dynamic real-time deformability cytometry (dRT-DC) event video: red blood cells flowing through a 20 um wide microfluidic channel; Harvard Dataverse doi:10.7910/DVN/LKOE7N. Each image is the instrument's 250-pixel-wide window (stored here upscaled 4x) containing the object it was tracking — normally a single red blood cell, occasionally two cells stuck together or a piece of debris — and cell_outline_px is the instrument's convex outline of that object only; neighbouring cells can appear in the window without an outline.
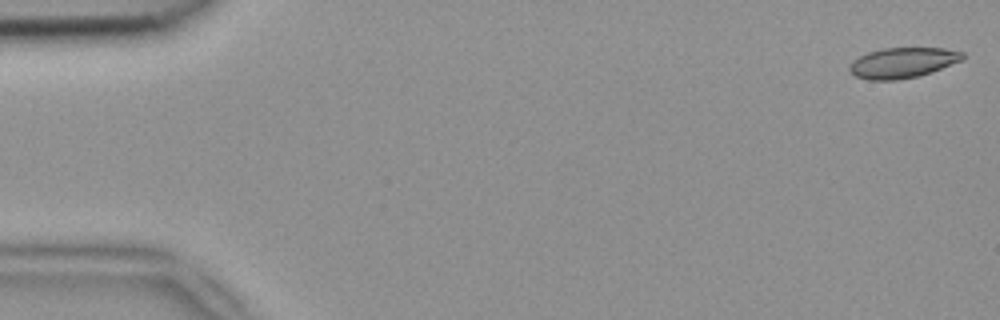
{"species": "common noctule bat (a hibernating species)", "species_latin": "Nyctalus noctula", "temperature_condition": "room temperature", "stored_images_in_passage": 51, "camera_frame_rate_fps": 3000, "um_per_image_px": 0.085, "animal": {"sex": "female", "body_mass_g": 18.4}, "frame": {"image": 1, "passage_image": 1, "time_ms": 0.0, "image_size_px": [1000, 320], "cell_outline_px": [[964, 60], [932, 72], [920, 76], [896, 80], [868, 80], [856, 76], [848, 72], [848, 64], [852, 60], [868, 52], [880, 48], [944, 48], [964, 52]], "centroid_in_image_um": [76.71, 5.33], "position_along_channel_um": 8.3, "area_um2": 20.4}}
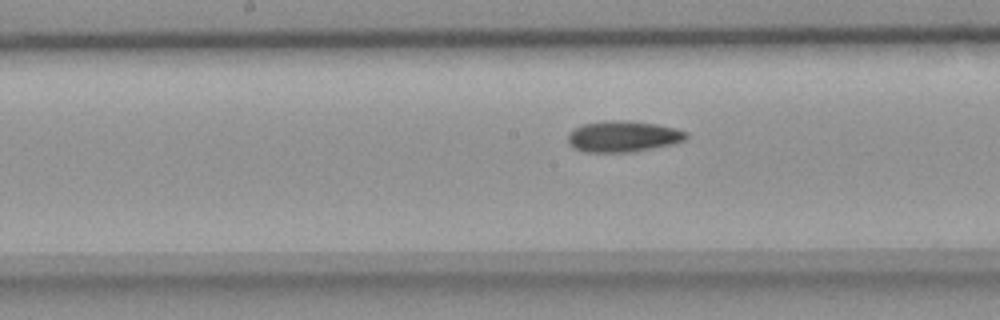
{"frame": {"image": 2, "passage_image": 26, "time_ms": 8.333, "image_size_px": [1000, 320], "cell_outline_px": [[688, 136], [684, 140], [672, 144], [632, 152], [584, 152], [572, 148], [568, 144], [568, 132], [584, 124], [604, 120], [628, 120], [656, 124], [676, 128], [688, 132]], "centroid_in_image_um": [52.94, 11.59], "position_along_channel_um": 195.3, "area_um2": 21.62}}
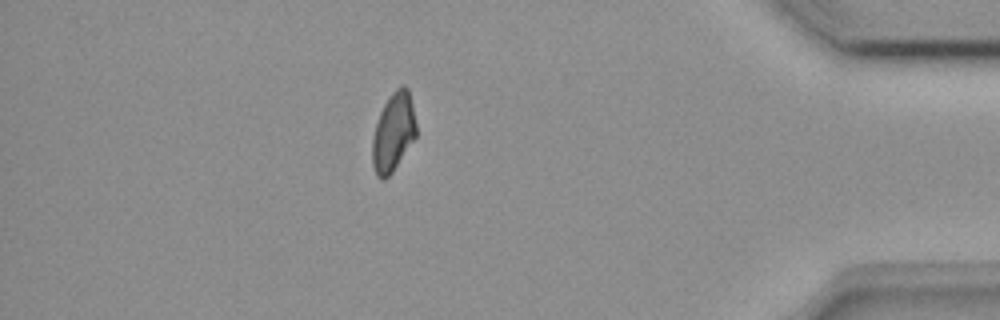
{"frame": {"image": 3, "passage_image": 45, "time_ms": 14.667, "image_size_px": [1000, 320], "cell_outline_px": [[416, 136], [392, 172], [384, 180], [380, 180], [376, 176], [372, 164], [372, 136], [380, 112], [384, 104], [392, 92], [400, 84], [404, 84], [408, 88], [412, 104], [416, 124]], "centroid_in_image_um": [33.42, 11.23], "position_along_channel_um": 401.8, "area_um2": 20.11}, "authors_computed_cell_mechanics": {"area_um2": 20.6346, "velocity_mm_per_s": 3.9162, "shape_relaxation_time_tau1_ms": null, "shape_relaxation_time_tau2_ms": 10.3504, "deformation_change_tau1": null, "deformation_change_tau2": 0.1762}}